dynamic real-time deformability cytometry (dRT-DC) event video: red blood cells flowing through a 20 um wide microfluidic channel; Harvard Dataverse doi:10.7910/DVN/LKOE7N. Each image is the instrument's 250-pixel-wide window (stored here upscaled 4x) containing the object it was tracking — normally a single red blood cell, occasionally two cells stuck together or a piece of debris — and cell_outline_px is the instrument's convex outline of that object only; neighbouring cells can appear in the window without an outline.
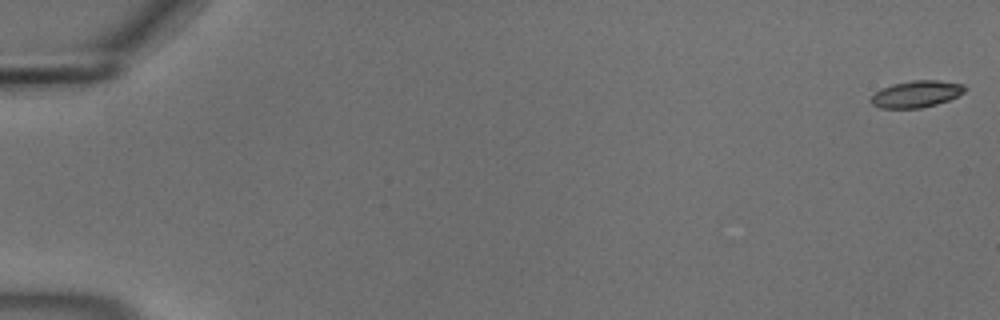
{"species": "common noctule bat (a hibernating species)", "species_latin": "Nyctalus noctula", "temperature_condition": "cold", "stored_images_in_passage": 56, "camera_frame_rate_fps": 3000, "um_per_image_px": 0.085, "animal": {"sex": "male", "body_mass_g": 18.8}, "frame": {"image": 1, "passage_image": 1, "time_ms": 0.0, "image_size_px": [1000, 320], "cell_outline_px": [[968, 88], [964, 92], [948, 100], [936, 104], [920, 108], [880, 108], [872, 104], [872, 96], [880, 88], [892, 84], [912, 80], [936, 80], [964, 84]], "centroid_in_image_um": [77.9, 7.98], "position_along_channel_um": 7.1, "area_um2": 14.57}}
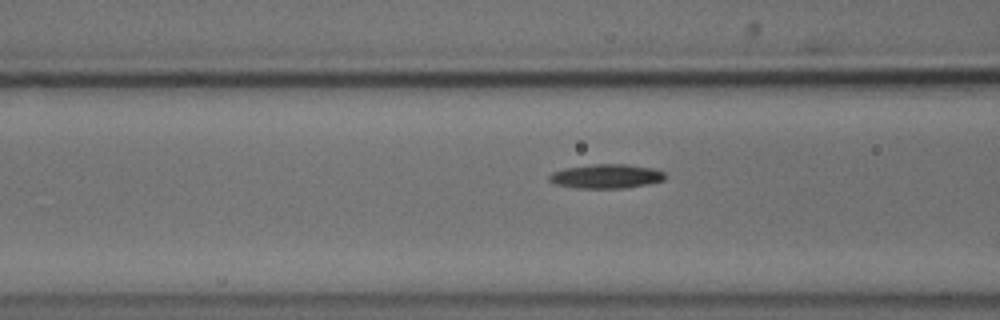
{"frame": {"image": 2, "passage_image": 23, "time_ms": 7.333, "image_size_px": [1000, 320], "cell_outline_px": [[664, 180], [648, 184], [628, 188], [576, 188], [552, 184], [548, 180], [548, 176], [552, 172], [564, 168], [592, 164], [628, 164], [656, 168], [664, 172]], "centroid_in_image_um": [51.51, 14.98], "position_along_channel_um": 115.1, "area_um2": 16.65}}
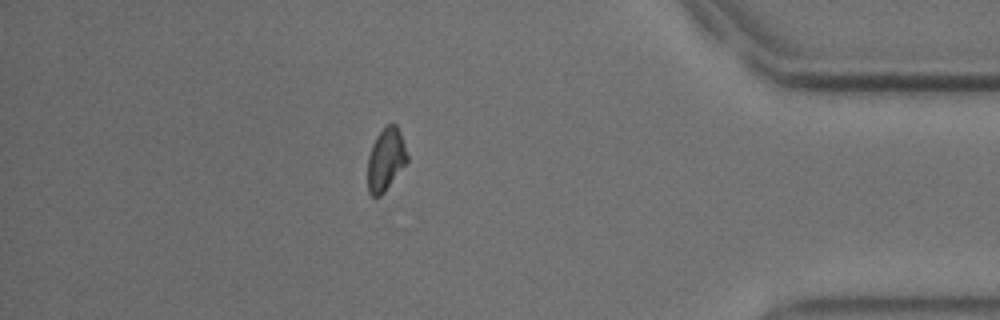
{"frame": {"image": 3, "passage_image": 49, "time_ms": 16.0, "image_size_px": [1000, 320], "cell_outline_px": [[408, 160], [384, 192], [380, 196], [372, 196], [368, 192], [368, 156], [372, 144], [376, 136], [388, 124], [396, 124], [400, 132], [408, 156]], "centroid_in_image_um": [32.78, 13.55], "position_along_channel_um": 402.4, "area_um2": 14.22}, "authors_computed_cell_mechanics": {"area_um2": 15.028, "velocity_mm_per_s": 3.6992, "shape_relaxation_time_tau1_ms": 2.6069, "shape_relaxation_time_tau2_ms": null, "deformation_change_tau1": 0.1159, "deformation_change_tau2": null}}